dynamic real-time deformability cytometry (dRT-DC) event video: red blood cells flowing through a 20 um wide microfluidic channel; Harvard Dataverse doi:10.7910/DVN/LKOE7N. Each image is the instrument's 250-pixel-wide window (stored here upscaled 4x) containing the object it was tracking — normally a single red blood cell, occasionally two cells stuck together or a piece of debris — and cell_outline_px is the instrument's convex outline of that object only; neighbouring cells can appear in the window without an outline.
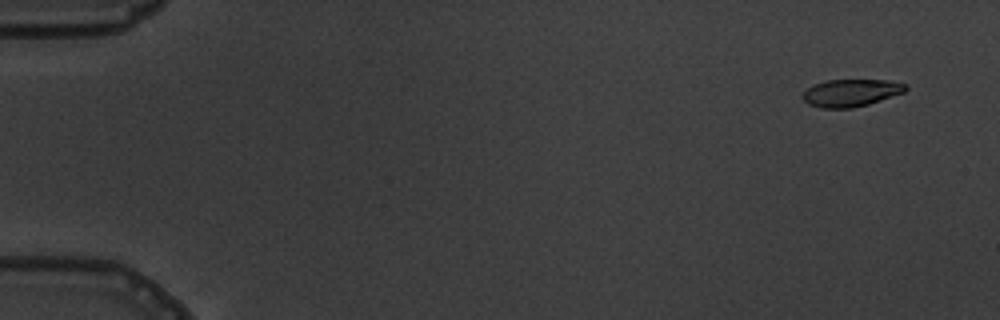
{"species": "common noctule bat (a hibernating species)", "species_latin": "Nyctalus noctula", "temperature_condition": "warm", "stored_images_in_passage": 5, "camera_frame_rate_fps": 3000, "um_per_image_px": 0.085, "animal": {"sex": "male", "body_mass_g": 19.5, "forearm_length_mm": 54.6}, "frame": {"image": 1, "passage_image": 1, "time_ms": 0.0, "image_size_px": [1000, 320], "cell_outline_px": [[908, 88], [904, 92], [868, 104], [852, 108], [820, 108], [808, 104], [800, 96], [812, 84], [828, 80], [888, 80], [908, 84]], "centroid_in_image_um": [72.31, 7.89], "position_along_channel_um": 12.7, "area_um2": 16.47}}